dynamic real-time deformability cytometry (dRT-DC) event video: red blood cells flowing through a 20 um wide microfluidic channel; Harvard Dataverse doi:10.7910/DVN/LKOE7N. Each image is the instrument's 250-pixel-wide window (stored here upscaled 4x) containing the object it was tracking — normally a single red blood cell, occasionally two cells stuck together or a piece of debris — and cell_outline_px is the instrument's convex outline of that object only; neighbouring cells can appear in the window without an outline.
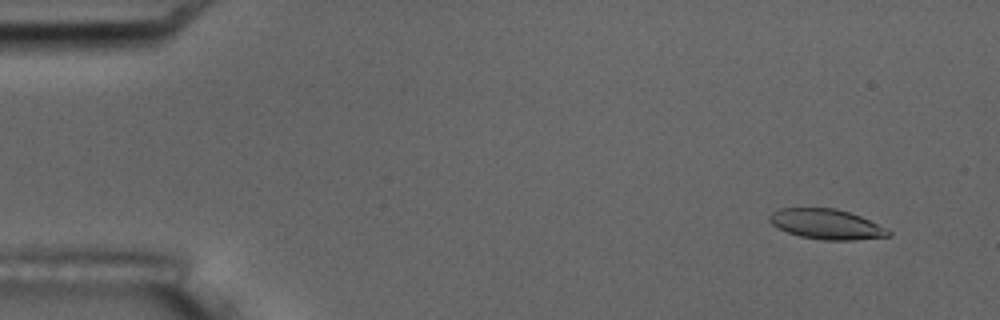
{"species": "common noctule bat (a hibernating species)", "species_latin": "Nyctalus noctula", "temperature_condition": "room temperature", "stored_images_in_passage": 5, "camera_frame_rate_fps": 3000, "um_per_image_px": 0.085, "animal": {"sex": "male", "body_mass_g": 17.5, "forearm_length_mm": 52.3}, "frame": {"image": 1, "passage_image": 1, "time_ms": 0.0, "image_size_px": [1000, 320], "cell_outline_px": [[892, 236], [856, 240], [824, 240], [800, 236], [788, 232], [772, 224], [768, 220], [768, 216], [772, 212], [780, 208], [836, 208], [860, 216], [892, 232]], "centroid_in_image_um": [70.24, 19.06], "position_along_channel_um": 14.8, "area_um2": 20.69}}
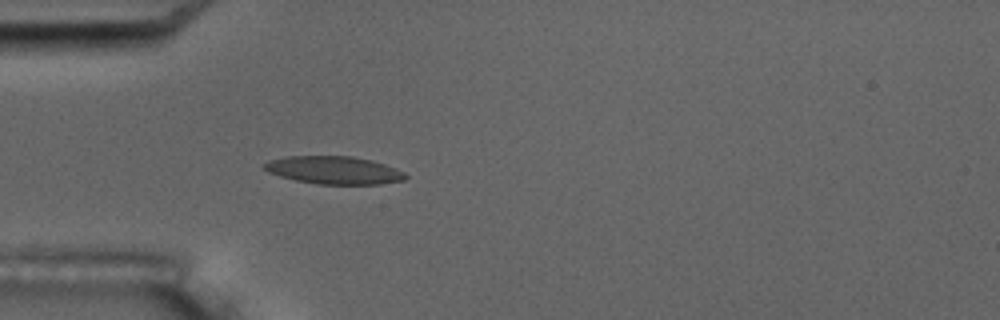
{"frame": {"image": 2, "passage_image": 5, "time_ms": 4.333, "image_size_px": [1000, 320], "cell_outline_px": [[408, 176], [404, 180], [380, 184], [316, 184], [296, 180], [280, 176], [268, 172], [264, 168], [264, 164], [268, 160], [288, 156], [352, 156], [372, 160], [396, 168], [404, 172]], "centroid_in_image_um": [28.4, 14.46], "position_along_channel_um": 56.6, "area_um2": 22.89}}